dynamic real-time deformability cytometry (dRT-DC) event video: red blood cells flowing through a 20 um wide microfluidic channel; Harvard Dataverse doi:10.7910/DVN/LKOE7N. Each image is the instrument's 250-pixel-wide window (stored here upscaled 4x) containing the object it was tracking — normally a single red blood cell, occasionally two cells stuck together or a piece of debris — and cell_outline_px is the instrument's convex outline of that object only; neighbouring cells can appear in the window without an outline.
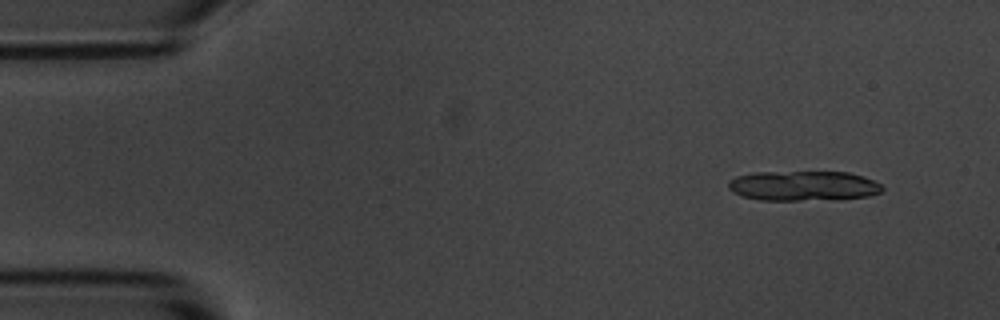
{"species": "common noctule bat (a hibernating species)", "species_latin": "Nyctalus noctula", "temperature_condition": "room temperature", "stored_images_in_passage": 5, "camera_frame_rate_fps": 3000, "um_per_image_px": 0.085, "animal": {"sex": "male", "body_mass_g": 20.1, "forearm_length_mm": 53.5}, "frame": {"image": 1, "passage_image": 2, "time_ms": 1.0, "image_size_px": [1000, 320], "cell_outline_px": [[884, 188], [880, 192], [868, 196], [840, 200], [760, 200], [740, 196], [732, 192], [728, 188], [728, 180], [736, 176], [752, 172], [848, 172], [864, 176], [880, 184]], "centroid_in_image_um": [68.26, 15.8], "position_along_channel_um": 16.7, "area_um2": 27.28}}
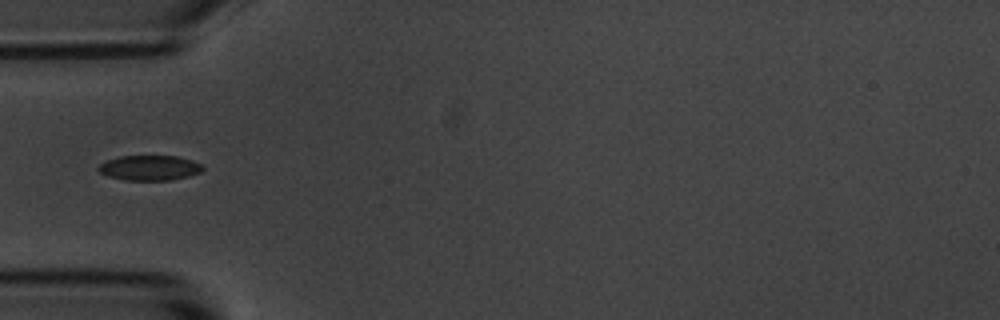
{"frame": {"image": 2, "passage_image": 5, "time_ms": 5.333, "image_size_px": [1000, 320], "cell_outline_px": [[204, 168], [200, 172], [188, 176], [172, 180], [124, 180], [108, 176], [100, 172], [96, 168], [100, 164], [108, 160], [120, 156], [176, 156], [192, 160], [204, 164]], "centroid_in_image_um": [12.74, 14.27], "position_along_channel_um": 72.3, "area_um2": 15.26}}